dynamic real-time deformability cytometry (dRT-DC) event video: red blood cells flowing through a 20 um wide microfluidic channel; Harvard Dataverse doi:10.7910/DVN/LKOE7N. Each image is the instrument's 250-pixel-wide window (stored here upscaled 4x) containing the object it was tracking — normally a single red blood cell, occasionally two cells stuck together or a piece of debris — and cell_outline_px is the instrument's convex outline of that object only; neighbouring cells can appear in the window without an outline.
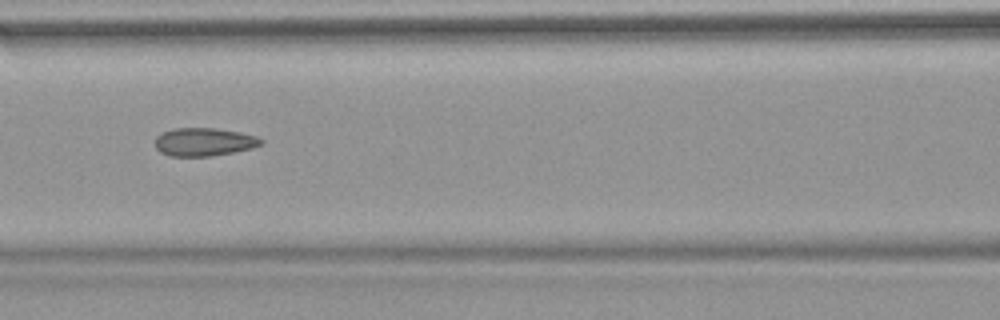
{"species": "common noctule bat (a hibernating species)", "species_latin": "Nyctalus noctula", "temperature_condition": "warm", "stored_images_in_passage": 42, "camera_frame_rate_fps": 3000, "um_per_image_px": 0.085, "animal": {"sex": "female", "body_mass_g": 18.4}, "frame": {"image": 1, "passage_image": 13, "time_ms": 4.0, "image_size_px": [1000, 320], "cell_outline_px": [[264, 140], [260, 144], [252, 148], [212, 156], [168, 156], [160, 152], [156, 148], [156, 136], [164, 132], [176, 128], [212, 128], [240, 132], [256, 136]], "centroid_in_image_um": [17.33, 12.07], "position_along_channel_um": 149.3, "area_um2": 17.22}, "authors_computed_cell_mechanics": {"area_um2": 17.4267, "velocity_mm_per_s": 3.8471, "shape_relaxation_time_tau1_ms": null, "shape_relaxation_time_tau2_ms": 2.2196, "deformation_change_tau1": null, "deformation_change_tau2": 0.0973}}